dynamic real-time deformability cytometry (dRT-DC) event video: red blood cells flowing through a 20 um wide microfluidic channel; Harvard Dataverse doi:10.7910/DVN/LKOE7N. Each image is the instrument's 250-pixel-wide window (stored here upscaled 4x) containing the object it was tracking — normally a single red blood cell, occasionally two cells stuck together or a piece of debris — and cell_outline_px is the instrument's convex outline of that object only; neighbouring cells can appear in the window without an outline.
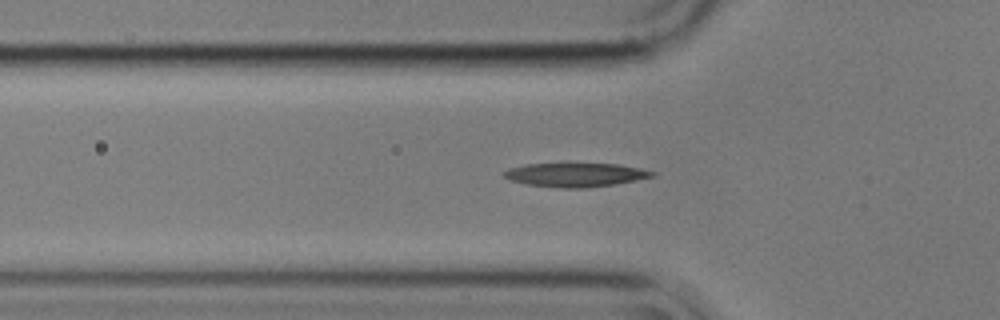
{"species": "common noctule bat (a hibernating species)", "species_latin": "Nyctalus noctula", "temperature_condition": "cold", "stored_images_in_passage": 51, "segment_of_instrument_passage": [1, 2], "camera_frame_rate_fps": 3000, "um_per_image_px": 0.085, "animal": {"sex": "male", "body_mass_g": 17.9}, "frame": {"image": 1, "passage_image": 12, "time_ms": 3.667, "image_size_px": [1000, 320], "cell_outline_px": [[656, 176], [636, 180], [612, 184], [584, 188], [560, 188], [524, 184], [512, 180], [504, 176], [500, 172], [508, 168], [524, 164], [568, 160], [620, 164], [640, 168], [656, 172]], "centroid_in_image_um": [48.87, 14.79], "position_along_channel_um": 76.9, "area_um2": 21.96}}
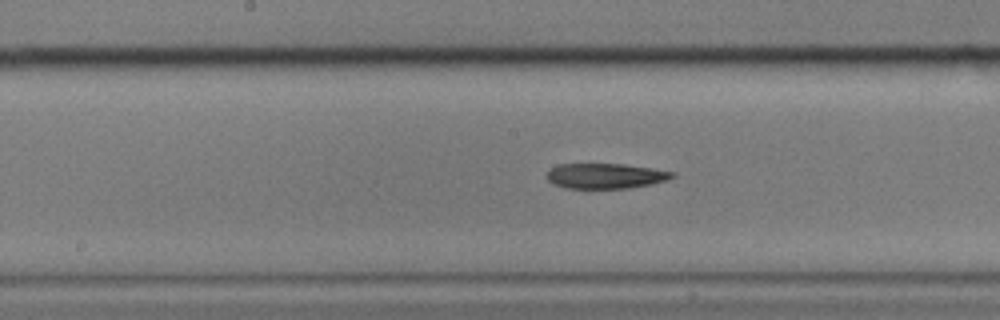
{"frame": {"image": 2, "passage_image": 22, "time_ms": 7.0, "image_size_px": [1000, 320], "cell_outline_px": [[676, 176], [652, 184], [628, 188], [564, 188], [552, 184], [544, 176], [552, 168], [560, 164], [624, 164], [652, 168], [672, 172]], "centroid_in_image_um": [51.42, 14.96], "position_along_channel_um": 196.8, "area_um2": 18.38}}
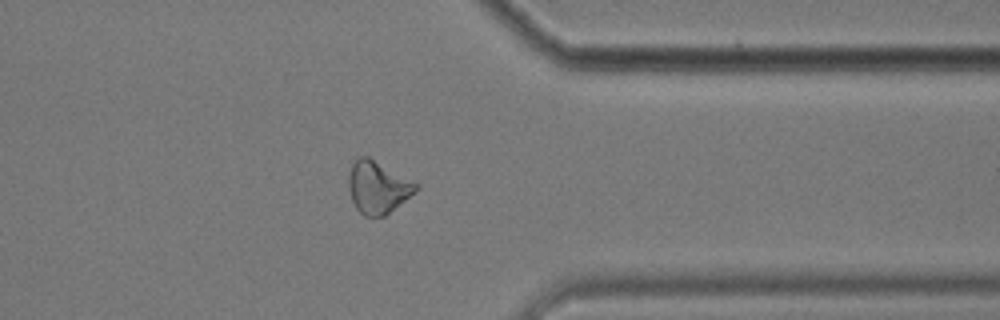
{"frame": {"image": 3, "passage_image": 38, "time_ms": 12.333, "image_size_px": [1000, 320], "cell_outline_px": [[420, 188], [416, 192], [384, 216], [364, 216], [356, 208], [352, 200], [348, 188], [348, 176], [352, 164], [356, 156], [368, 156], [420, 184]], "centroid_in_image_um": [32.12, 15.9], "position_along_channel_um": 379.3, "area_um2": 20.69}}